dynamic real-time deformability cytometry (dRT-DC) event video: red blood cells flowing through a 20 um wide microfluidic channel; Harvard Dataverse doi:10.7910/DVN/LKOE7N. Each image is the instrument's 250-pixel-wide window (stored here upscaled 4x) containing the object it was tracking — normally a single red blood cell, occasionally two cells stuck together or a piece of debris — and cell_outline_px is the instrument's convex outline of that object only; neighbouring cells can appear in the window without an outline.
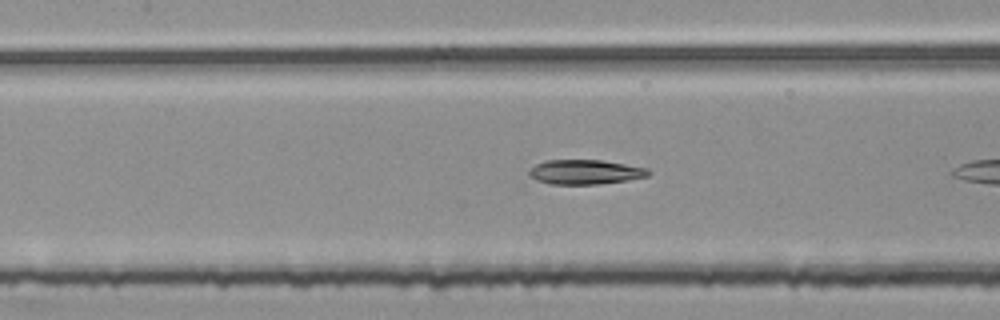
{"species": "common noctule bat (a hibernating species)", "species_latin": "Nyctalus noctula", "temperature_condition": "room temperature", "stored_images_in_passage": 11, "camera_frame_rate_fps": 3000, "um_per_image_px": 0.085, "animal": {"sex": "female", "body_mass_g": 25.1}, "frame": {"image": 1, "passage_image": 10, "time_ms": 3.0, "image_size_px": [1000, 320], "cell_outline_px": [[648, 176], [628, 180], [596, 184], [552, 184], [536, 180], [528, 176], [528, 172], [536, 164], [544, 160], [600, 160], [648, 168]], "centroid_in_image_um": [49.7, 14.62], "position_along_channel_um": 157.7, "area_um2": 16.94}}